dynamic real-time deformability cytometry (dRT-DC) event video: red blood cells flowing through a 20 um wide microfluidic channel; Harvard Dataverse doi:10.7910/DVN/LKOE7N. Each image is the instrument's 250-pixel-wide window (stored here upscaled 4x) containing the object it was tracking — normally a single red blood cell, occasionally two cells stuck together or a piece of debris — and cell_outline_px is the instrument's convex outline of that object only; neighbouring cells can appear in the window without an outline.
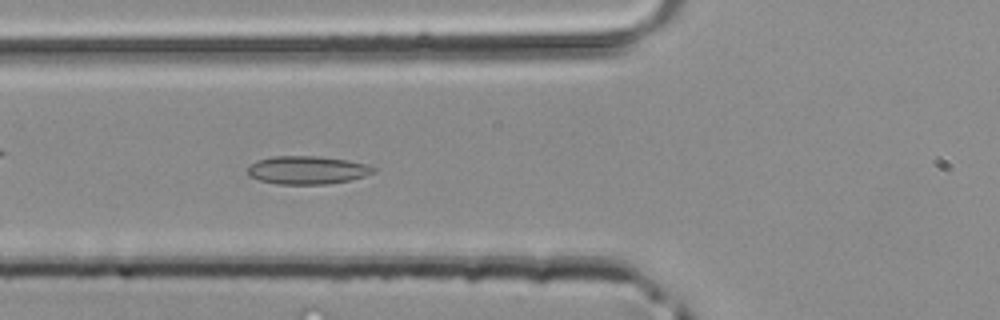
{"species": "common noctule bat (a hibernating species)", "species_latin": "Nyctalus noctula", "temperature_condition": "room temperature", "stored_images_in_passage": 45, "segment_of_instrument_passage": [1, 2], "camera_frame_rate_fps": 3000, "um_per_image_px": 0.085, "animal": {"sex": "male", "body_mass_g": 20.4}, "frame": {"image": 1, "passage_image": 16, "time_ms": 5.0, "image_size_px": [1000, 320], "cell_outline_px": [[376, 172], [364, 176], [348, 180], [328, 184], [276, 184], [260, 180], [248, 176], [248, 168], [256, 160], [272, 156], [316, 156], [348, 160], [368, 164], [376, 168]], "centroid_in_image_um": [26.12, 14.45], "position_along_channel_um": 99.7, "area_um2": 20.69}}
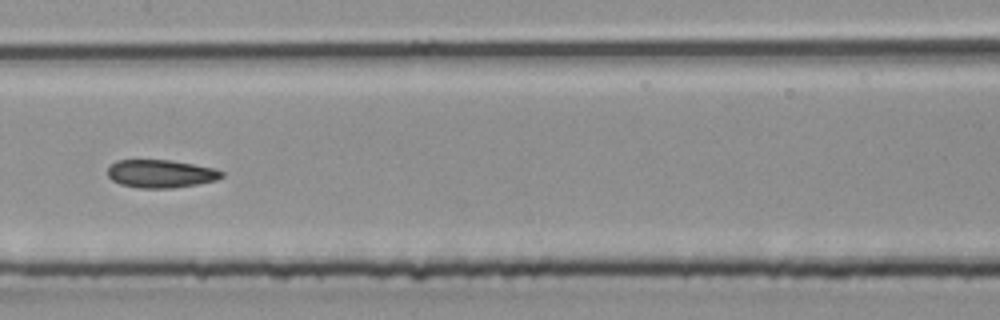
{"frame": {"image": 2, "passage_image": 22, "time_ms": 7.0, "image_size_px": [1000, 320], "cell_outline_px": [[224, 176], [216, 180], [196, 184], [172, 188], [140, 188], [120, 184], [112, 180], [108, 176], [108, 168], [116, 160], [172, 160], [212, 168], [224, 172]], "centroid_in_image_um": [13.65, 14.76], "position_along_channel_um": 193.7, "area_um2": 18.5}}
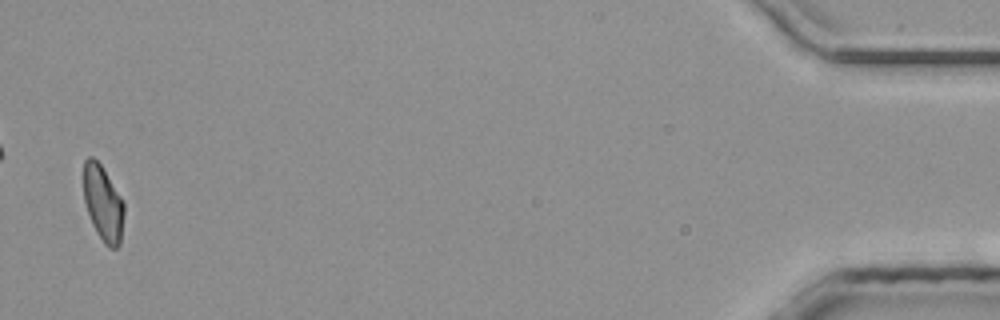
{"frame": {"image": 3, "passage_image": 43, "time_ms": 14.0, "image_size_px": [1000, 320], "cell_outline_px": [[124, 212], [120, 244], [116, 248], [108, 248], [104, 244], [96, 232], [92, 224], [84, 200], [84, 160], [88, 156], [92, 156], [100, 164], [124, 200]], "centroid_in_image_um": [8.77, 17.3], "position_along_channel_um": 426.4, "area_um2": 17.86}}